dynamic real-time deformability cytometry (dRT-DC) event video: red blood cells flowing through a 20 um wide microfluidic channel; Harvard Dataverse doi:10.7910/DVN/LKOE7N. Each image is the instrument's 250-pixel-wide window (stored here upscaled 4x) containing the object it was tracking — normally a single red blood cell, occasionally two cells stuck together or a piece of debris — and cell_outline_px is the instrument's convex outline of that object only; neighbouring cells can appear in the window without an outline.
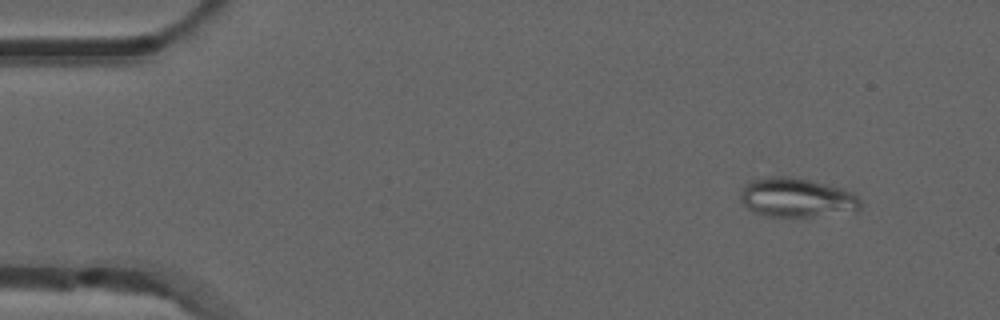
{"species": "common noctule bat (a hibernating species)", "species_latin": "Nyctalus noctula", "temperature_condition": "room temperature", "stored_images_in_passage": 4, "camera_frame_rate_fps": 3000, "um_per_image_px": 0.085, "animal": {"sex": "male", "forearm_length_mm": 52.5}, "frame": {"image": 1, "passage_image": 2, "time_ms": 0.333, "image_size_px": [1000, 320], "cell_outline_px": [[860, 208], [856, 212], [812, 216], [764, 216], [752, 212], [740, 200], [740, 192], [752, 180], [768, 176], [796, 176], [844, 188], [852, 192], [860, 200]], "centroid_in_image_um": [67.74, 16.79], "position_along_channel_um": 17.3, "area_um2": 27.69}}